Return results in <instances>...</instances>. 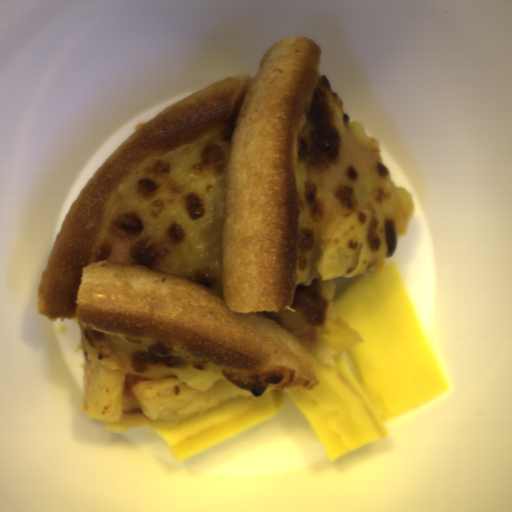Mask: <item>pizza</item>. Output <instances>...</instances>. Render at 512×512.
<instances>
[{"label":"pizza","instance_id":"1","mask_svg":"<svg viewBox=\"0 0 512 512\" xmlns=\"http://www.w3.org/2000/svg\"><path fill=\"white\" fill-rule=\"evenodd\" d=\"M306 36L269 46L115 148L64 216L35 311L77 322L84 416L120 422L320 383L365 339L332 278L395 255L415 199L350 121Z\"/></svg>","mask_w":512,"mask_h":512}]
</instances>
